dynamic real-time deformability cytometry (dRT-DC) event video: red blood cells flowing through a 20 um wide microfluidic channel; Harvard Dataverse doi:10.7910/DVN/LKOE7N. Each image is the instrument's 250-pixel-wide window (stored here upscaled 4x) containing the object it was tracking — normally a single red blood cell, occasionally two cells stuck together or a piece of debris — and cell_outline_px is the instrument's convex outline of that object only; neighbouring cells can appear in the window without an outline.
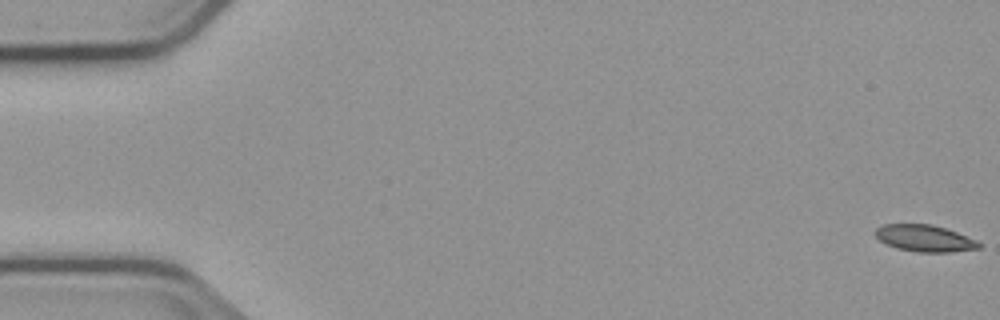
{"species": "common noctule bat (a hibernating species)", "species_latin": "Nyctalus noctula", "temperature_condition": "cold", "stored_images_in_passage": 55, "camera_frame_rate_fps": 3000, "um_per_image_px": 0.085, "animal": {"sex": "male", "body_mass_g": 23.1, "forearm_length_mm": 52.7}, "frame": {"image": 1, "passage_image": 1, "time_ms": 0.0, "image_size_px": [1000, 320], "cell_outline_px": [[980, 248], [952, 252], [916, 252], [896, 248], [880, 240], [876, 236], [876, 228], [884, 224], [932, 224], [956, 232], [976, 240], [980, 244]], "centroid_in_image_um": [78.6, 20.26], "position_along_channel_um": 6.4, "area_um2": 15.95}}
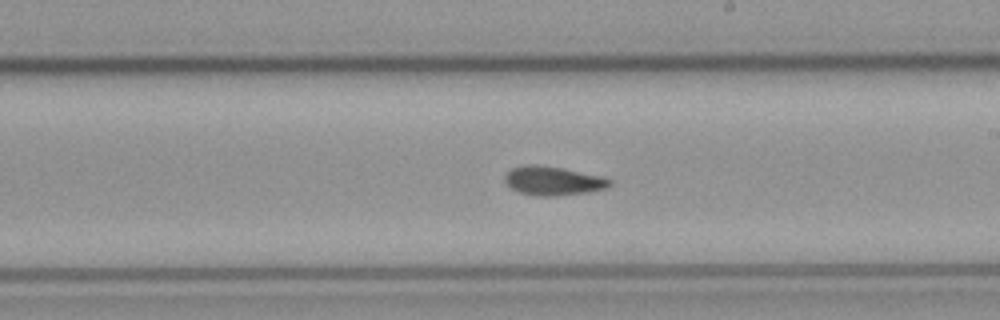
{"frame": {"image": 2, "passage_image": 32, "time_ms": 10.333, "image_size_px": [1000, 320], "cell_outline_px": [[612, 184], [608, 188], [588, 192], [556, 196], [536, 196], [520, 192], [512, 188], [504, 180], [504, 176], [512, 168], [528, 164], [536, 164], [560, 168], [604, 176], [612, 180]], "centroid_in_image_um": [47.05, 15.37], "position_along_channel_um": 241.9, "area_um2": 17.69}}
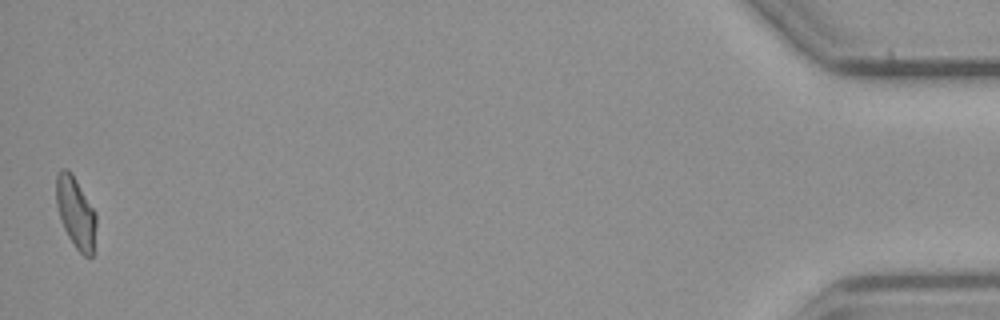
{"frame": {"image": 3, "passage_image": 55, "time_ms": 18.0, "image_size_px": [1000, 320], "cell_outline_px": [[96, 224], [92, 256], [84, 256], [76, 248], [68, 236], [64, 228], [56, 204], [56, 176], [60, 168], [68, 168], [72, 172], [96, 212]], "centroid_in_image_um": [6.43, 18.01], "position_along_channel_um": 428.8, "area_um2": 16.59}, "authors_computed_cell_mechanics": {"area_um2": 16.8776, "velocity_mm_per_s": 3.7471, "shape_relaxation_time_tau1_ms": null, "shape_relaxation_time_tau2_ms": 3.8273, "deformation_change_tau1": null, "deformation_change_tau2": 0.0871}}